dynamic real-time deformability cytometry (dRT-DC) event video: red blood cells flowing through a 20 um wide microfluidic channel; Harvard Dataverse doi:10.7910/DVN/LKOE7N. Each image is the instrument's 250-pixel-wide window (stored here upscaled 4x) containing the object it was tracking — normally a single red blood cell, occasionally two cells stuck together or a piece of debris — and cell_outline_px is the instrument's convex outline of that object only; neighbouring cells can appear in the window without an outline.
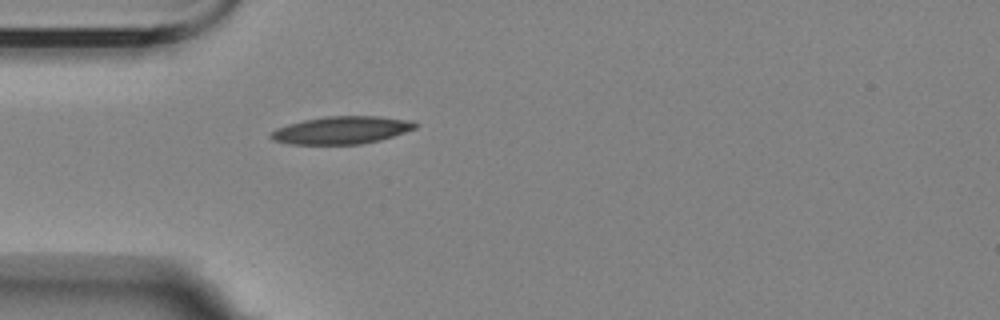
{"species": "Egyptian fruit bat (a non-hibernating species)", "species_latin": "Rousettus aegyptiacus", "temperature_condition": "room temperature", "stored_images_in_passage": 3, "camera_frame_rate_fps": 3000, "um_per_image_px": 0.085, "animal": {"sex": "female"}, "frame": {"image": 1, "passage_image": 3, "time_ms": 3.0, "image_size_px": [1000, 320], "cell_outline_px": [[420, 124], [416, 128], [380, 140], [360, 144], [292, 144], [272, 140], [268, 136], [276, 128], [288, 124], [304, 120], [328, 116], [380, 116], [412, 120]], "centroid_in_image_um": [29.05, 11.05], "position_along_channel_um": 55.9, "area_um2": 23.24}}